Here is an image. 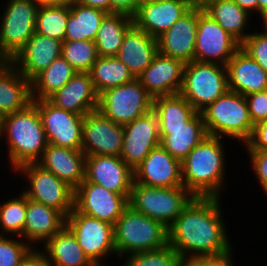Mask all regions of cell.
<instances>
[{"mask_svg": "<svg viewBox=\"0 0 267 266\" xmlns=\"http://www.w3.org/2000/svg\"><path fill=\"white\" fill-rule=\"evenodd\" d=\"M221 206V198L194 197L168 227V244L182 259L232 256Z\"/></svg>", "mask_w": 267, "mask_h": 266, "instance_id": "obj_1", "label": "cell"}, {"mask_svg": "<svg viewBox=\"0 0 267 266\" xmlns=\"http://www.w3.org/2000/svg\"><path fill=\"white\" fill-rule=\"evenodd\" d=\"M222 138L208 135L181 161L183 186L194 197L222 198L226 151Z\"/></svg>", "mask_w": 267, "mask_h": 266, "instance_id": "obj_2", "label": "cell"}, {"mask_svg": "<svg viewBox=\"0 0 267 266\" xmlns=\"http://www.w3.org/2000/svg\"><path fill=\"white\" fill-rule=\"evenodd\" d=\"M7 139L9 167L15 171L36 163L48 145L37 106L32 102L23 110L0 118V140Z\"/></svg>", "mask_w": 267, "mask_h": 266, "instance_id": "obj_3", "label": "cell"}, {"mask_svg": "<svg viewBox=\"0 0 267 266\" xmlns=\"http://www.w3.org/2000/svg\"><path fill=\"white\" fill-rule=\"evenodd\" d=\"M116 255L159 250L168 244V228L128 206L113 225Z\"/></svg>", "mask_w": 267, "mask_h": 266, "instance_id": "obj_4", "label": "cell"}, {"mask_svg": "<svg viewBox=\"0 0 267 266\" xmlns=\"http://www.w3.org/2000/svg\"><path fill=\"white\" fill-rule=\"evenodd\" d=\"M200 113L208 135L238 140L242 146L251 136L254 125L246 97L240 93L228 89Z\"/></svg>", "mask_w": 267, "mask_h": 266, "instance_id": "obj_5", "label": "cell"}, {"mask_svg": "<svg viewBox=\"0 0 267 266\" xmlns=\"http://www.w3.org/2000/svg\"><path fill=\"white\" fill-rule=\"evenodd\" d=\"M194 196L184 187H149L133 181L129 206L167 228L181 214Z\"/></svg>", "mask_w": 267, "mask_h": 266, "instance_id": "obj_6", "label": "cell"}, {"mask_svg": "<svg viewBox=\"0 0 267 266\" xmlns=\"http://www.w3.org/2000/svg\"><path fill=\"white\" fill-rule=\"evenodd\" d=\"M228 90L226 66L191 61L185 63L179 94L201 112Z\"/></svg>", "mask_w": 267, "mask_h": 266, "instance_id": "obj_7", "label": "cell"}, {"mask_svg": "<svg viewBox=\"0 0 267 266\" xmlns=\"http://www.w3.org/2000/svg\"><path fill=\"white\" fill-rule=\"evenodd\" d=\"M5 5L0 18V61L10 62L35 33L39 6L33 0H8Z\"/></svg>", "mask_w": 267, "mask_h": 266, "instance_id": "obj_8", "label": "cell"}, {"mask_svg": "<svg viewBox=\"0 0 267 266\" xmlns=\"http://www.w3.org/2000/svg\"><path fill=\"white\" fill-rule=\"evenodd\" d=\"M152 108L153 97L134 79L101 93L97 109L114 123L124 126L149 113Z\"/></svg>", "mask_w": 267, "mask_h": 266, "instance_id": "obj_9", "label": "cell"}, {"mask_svg": "<svg viewBox=\"0 0 267 266\" xmlns=\"http://www.w3.org/2000/svg\"><path fill=\"white\" fill-rule=\"evenodd\" d=\"M14 172L27 177L29 187L22 192L28 199L55 208L65 217L74 209V189L60 180L51 171L42 168L37 163H27Z\"/></svg>", "mask_w": 267, "mask_h": 266, "instance_id": "obj_10", "label": "cell"}, {"mask_svg": "<svg viewBox=\"0 0 267 266\" xmlns=\"http://www.w3.org/2000/svg\"><path fill=\"white\" fill-rule=\"evenodd\" d=\"M66 226L96 266H107L103 260L106 261V257L113 253L116 254L111 223L80 213L74 208L66 217Z\"/></svg>", "mask_w": 267, "mask_h": 266, "instance_id": "obj_11", "label": "cell"}, {"mask_svg": "<svg viewBox=\"0 0 267 266\" xmlns=\"http://www.w3.org/2000/svg\"><path fill=\"white\" fill-rule=\"evenodd\" d=\"M241 44L217 21L198 8V26L194 60L226 66Z\"/></svg>", "mask_w": 267, "mask_h": 266, "instance_id": "obj_12", "label": "cell"}, {"mask_svg": "<svg viewBox=\"0 0 267 266\" xmlns=\"http://www.w3.org/2000/svg\"><path fill=\"white\" fill-rule=\"evenodd\" d=\"M32 102L37 106L48 144L81 150L83 115L58 108L48 99Z\"/></svg>", "mask_w": 267, "mask_h": 266, "instance_id": "obj_13", "label": "cell"}, {"mask_svg": "<svg viewBox=\"0 0 267 266\" xmlns=\"http://www.w3.org/2000/svg\"><path fill=\"white\" fill-rule=\"evenodd\" d=\"M129 196L110 192L103 186L84 179L74 190V208L80 213L114 225L129 206Z\"/></svg>", "mask_w": 267, "mask_h": 266, "instance_id": "obj_14", "label": "cell"}, {"mask_svg": "<svg viewBox=\"0 0 267 266\" xmlns=\"http://www.w3.org/2000/svg\"><path fill=\"white\" fill-rule=\"evenodd\" d=\"M123 137V126L105 117L98 109L84 115L81 150L86 156L120 157Z\"/></svg>", "mask_w": 267, "mask_h": 266, "instance_id": "obj_15", "label": "cell"}, {"mask_svg": "<svg viewBox=\"0 0 267 266\" xmlns=\"http://www.w3.org/2000/svg\"><path fill=\"white\" fill-rule=\"evenodd\" d=\"M124 137L120 158L134 170L160 145L159 121L152 111L123 126Z\"/></svg>", "mask_w": 267, "mask_h": 266, "instance_id": "obj_16", "label": "cell"}, {"mask_svg": "<svg viewBox=\"0 0 267 266\" xmlns=\"http://www.w3.org/2000/svg\"><path fill=\"white\" fill-rule=\"evenodd\" d=\"M134 182L149 187L183 186L181 161L161 145L155 147L133 170Z\"/></svg>", "mask_w": 267, "mask_h": 266, "instance_id": "obj_17", "label": "cell"}, {"mask_svg": "<svg viewBox=\"0 0 267 266\" xmlns=\"http://www.w3.org/2000/svg\"><path fill=\"white\" fill-rule=\"evenodd\" d=\"M85 180L103 186L110 192L130 195L133 170L117 156H86Z\"/></svg>", "mask_w": 267, "mask_h": 266, "instance_id": "obj_18", "label": "cell"}, {"mask_svg": "<svg viewBox=\"0 0 267 266\" xmlns=\"http://www.w3.org/2000/svg\"><path fill=\"white\" fill-rule=\"evenodd\" d=\"M191 8L188 0L142 2L132 16L133 24L157 39Z\"/></svg>", "mask_w": 267, "mask_h": 266, "instance_id": "obj_19", "label": "cell"}, {"mask_svg": "<svg viewBox=\"0 0 267 266\" xmlns=\"http://www.w3.org/2000/svg\"><path fill=\"white\" fill-rule=\"evenodd\" d=\"M185 63L159 52L152 63L136 78L153 97L179 94Z\"/></svg>", "mask_w": 267, "mask_h": 266, "instance_id": "obj_20", "label": "cell"}, {"mask_svg": "<svg viewBox=\"0 0 267 266\" xmlns=\"http://www.w3.org/2000/svg\"><path fill=\"white\" fill-rule=\"evenodd\" d=\"M197 26L198 8H191L157 38L158 52L184 63L194 61Z\"/></svg>", "mask_w": 267, "mask_h": 266, "instance_id": "obj_21", "label": "cell"}, {"mask_svg": "<svg viewBox=\"0 0 267 266\" xmlns=\"http://www.w3.org/2000/svg\"><path fill=\"white\" fill-rule=\"evenodd\" d=\"M62 42L34 33L10 63L30 82L58 57Z\"/></svg>", "mask_w": 267, "mask_h": 266, "instance_id": "obj_22", "label": "cell"}, {"mask_svg": "<svg viewBox=\"0 0 267 266\" xmlns=\"http://www.w3.org/2000/svg\"><path fill=\"white\" fill-rule=\"evenodd\" d=\"M48 100L58 108L84 116L97 110L99 95L95 90L89 72H77Z\"/></svg>", "mask_w": 267, "mask_h": 266, "instance_id": "obj_23", "label": "cell"}, {"mask_svg": "<svg viewBox=\"0 0 267 266\" xmlns=\"http://www.w3.org/2000/svg\"><path fill=\"white\" fill-rule=\"evenodd\" d=\"M85 160L82 150L48 144L36 163L75 190L85 179Z\"/></svg>", "mask_w": 267, "mask_h": 266, "instance_id": "obj_24", "label": "cell"}, {"mask_svg": "<svg viewBox=\"0 0 267 266\" xmlns=\"http://www.w3.org/2000/svg\"><path fill=\"white\" fill-rule=\"evenodd\" d=\"M66 225V217L55 208L27 198V210L23 234L26 243H46ZM31 243V244H30Z\"/></svg>", "mask_w": 267, "mask_h": 266, "instance_id": "obj_25", "label": "cell"}, {"mask_svg": "<svg viewBox=\"0 0 267 266\" xmlns=\"http://www.w3.org/2000/svg\"><path fill=\"white\" fill-rule=\"evenodd\" d=\"M228 89L244 96L267 90V72L241 48L226 64Z\"/></svg>", "mask_w": 267, "mask_h": 266, "instance_id": "obj_26", "label": "cell"}, {"mask_svg": "<svg viewBox=\"0 0 267 266\" xmlns=\"http://www.w3.org/2000/svg\"><path fill=\"white\" fill-rule=\"evenodd\" d=\"M158 53L157 39L133 25L124 37L117 57L136 79Z\"/></svg>", "mask_w": 267, "mask_h": 266, "instance_id": "obj_27", "label": "cell"}, {"mask_svg": "<svg viewBox=\"0 0 267 266\" xmlns=\"http://www.w3.org/2000/svg\"><path fill=\"white\" fill-rule=\"evenodd\" d=\"M32 103L31 82L10 62L0 61V118Z\"/></svg>", "mask_w": 267, "mask_h": 266, "instance_id": "obj_28", "label": "cell"}, {"mask_svg": "<svg viewBox=\"0 0 267 266\" xmlns=\"http://www.w3.org/2000/svg\"><path fill=\"white\" fill-rule=\"evenodd\" d=\"M160 145L174 158L183 161L189 152L208 136L202 114L197 112L184 127L159 128Z\"/></svg>", "mask_w": 267, "mask_h": 266, "instance_id": "obj_29", "label": "cell"}, {"mask_svg": "<svg viewBox=\"0 0 267 266\" xmlns=\"http://www.w3.org/2000/svg\"><path fill=\"white\" fill-rule=\"evenodd\" d=\"M43 245L39 250L50 266H96L66 225Z\"/></svg>", "mask_w": 267, "mask_h": 266, "instance_id": "obj_30", "label": "cell"}, {"mask_svg": "<svg viewBox=\"0 0 267 266\" xmlns=\"http://www.w3.org/2000/svg\"><path fill=\"white\" fill-rule=\"evenodd\" d=\"M203 11L233 36L240 44L251 34L250 14L240 8L233 0H216L210 2ZM249 22V23H248ZM249 25V26H247ZM246 31V32H245Z\"/></svg>", "mask_w": 267, "mask_h": 266, "instance_id": "obj_31", "label": "cell"}, {"mask_svg": "<svg viewBox=\"0 0 267 266\" xmlns=\"http://www.w3.org/2000/svg\"><path fill=\"white\" fill-rule=\"evenodd\" d=\"M133 18L124 13H108L102 20L95 38L98 55L117 56L126 32L133 26Z\"/></svg>", "mask_w": 267, "mask_h": 266, "instance_id": "obj_32", "label": "cell"}, {"mask_svg": "<svg viewBox=\"0 0 267 266\" xmlns=\"http://www.w3.org/2000/svg\"><path fill=\"white\" fill-rule=\"evenodd\" d=\"M107 14V12L101 9L92 8L80 3L70 6L65 40L95 41L101 22Z\"/></svg>", "mask_w": 267, "mask_h": 266, "instance_id": "obj_33", "label": "cell"}, {"mask_svg": "<svg viewBox=\"0 0 267 266\" xmlns=\"http://www.w3.org/2000/svg\"><path fill=\"white\" fill-rule=\"evenodd\" d=\"M76 73L77 71L62 55L56 58L48 68L31 81L32 100L48 99Z\"/></svg>", "mask_w": 267, "mask_h": 266, "instance_id": "obj_34", "label": "cell"}, {"mask_svg": "<svg viewBox=\"0 0 267 266\" xmlns=\"http://www.w3.org/2000/svg\"><path fill=\"white\" fill-rule=\"evenodd\" d=\"M89 74L98 95L108 89L130 83L135 79L127 66L117 56H99L92 65Z\"/></svg>", "mask_w": 267, "mask_h": 266, "instance_id": "obj_35", "label": "cell"}, {"mask_svg": "<svg viewBox=\"0 0 267 266\" xmlns=\"http://www.w3.org/2000/svg\"><path fill=\"white\" fill-rule=\"evenodd\" d=\"M153 112L159 121V128L184 127L197 111L180 94L153 98Z\"/></svg>", "mask_w": 267, "mask_h": 266, "instance_id": "obj_36", "label": "cell"}, {"mask_svg": "<svg viewBox=\"0 0 267 266\" xmlns=\"http://www.w3.org/2000/svg\"><path fill=\"white\" fill-rule=\"evenodd\" d=\"M69 12V6L39 7L35 32L63 42L65 40Z\"/></svg>", "mask_w": 267, "mask_h": 266, "instance_id": "obj_37", "label": "cell"}, {"mask_svg": "<svg viewBox=\"0 0 267 266\" xmlns=\"http://www.w3.org/2000/svg\"><path fill=\"white\" fill-rule=\"evenodd\" d=\"M27 210V196L22 192L4 204L0 203V235L17 236L23 234Z\"/></svg>", "mask_w": 267, "mask_h": 266, "instance_id": "obj_38", "label": "cell"}, {"mask_svg": "<svg viewBox=\"0 0 267 266\" xmlns=\"http://www.w3.org/2000/svg\"><path fill=\"white\" fill-rule=\"evenodd\" d=\"M61 55L77 72H89L99 57L95 42L90 40H64Z\"/></svg>", "mask_w": 267, "mask_h": 266, "instance_id": "obj_39", "label": "cell"}, {"mask_svg": "<svg viewBox=\"0 0 267 266\" xmlns=\"http://www.w3.org/2000/svg\"><path fill=\"white\" fill-rule=\"evenodd\" d=\"M127 257V258H126ZM120 266H181V256L170 246L126 256Z\"/></svg>", "mask_w": 267, "mask_h": 266, "instance_id": "obj_40", "label": "cell"}, {"mask_svg": "<svg viewBox=\"0 0 267 266\" xmlns=\"http://www.w3.org/2000/svg\"><path fill=\"white\" fill-rule=\"evenodd\" d=\"M14 237L16 239V236L0 235V266H20L34 249L21 237H18L20 241Z\"/></svg>", "mask_w": 267, "mask_h": 266, "instance_id": "obj_41", "label": "cell"}, {"mask_svg": "<svg viewBox=\"0 0 267 266\" xmlns=\"http://www.w3.org/2000/svg\"><path fill=\"white\" fill-rule=\"evenodd\" d=\"M262 32H252L242 43L244 50L267 72V23H263Z\"/></svg>", "mask_w": 267, "mask_h": 266, "instance_id": "obj_42", "label": "cell"}, {"mask_svg": "<svg viewBox=\"0 0 267 266\" xmlns=\"http://www.w3.org/2000/svg\"><path fill=\"white\" fill-rule=\"evenodd\" d=\"M245 97L253 125L267 121V90L250 93Z\"/></svg>", "mask_w": 267, "mask_h": 266, "instance_id": "obj_43", "label": "cell"}, {"mask_svg": "<svg viewBox=\"0 0 267 266\" xmlns=\"http://www.w3.org/2000/svg\"><path fill=\"white\" fill-rule=\"evenodd\" d=\"M251 168L257 177L260 187L267 195V150H247Z\"/></svg>", "mask_w": 267, "mask_h": 266, "instance_id": "obj_44", "label": "cell"}, {"mask_svg": "<svg viewBox=\"0 0 267 266\" xmlns=\"http://www.w3.org/2000/svg\"><path fill=\"white\" fill-rule=\"evenodd\" d=\"M243 145L246 150H267V121L256 123L251 136Z\"/></svg>", "mask_w": 267, "mask_h": 266, "instance_id": "obj_45", "label": "cell"}, {"mask_svg": "<svg viewBox=\"0 0 267 266\" xmlns=\"http://www.w3.org/2000/svg\"><path fill=\"white\" fill-rule=\"evenodd\" d=\"M232 262V256L186 258L181 266H229Z\"/></svg>", "mask_w": 267, "mask_h": 266, "instance_id": "obj_46", "label": "cell"}, {"mask_svg": "<svg viewBox=\"0 0 267 266\" xmlns=\"http://www.w3.org/2000/svg\"><path fill=\"white\" fill-rule=\"evenodd\" d=\"M142 0H111V13H124L133 16Z\"/></svg>", "mask_w": 267, "mask_h": 266, "instance_id": "obj_47", "label": "cell"}, {"mask_svg": "<svg viewBox=\"0 0 267 266\" xmlns=\"http://www.w3.org/2000/svg\"><path fill=\"white\" fill-rule=\"evenodd\" d=\"M20 266H50L44 254L34 248L27 257L21 262Z\"/></svg>", "mask_w": 267, "mask_h": 266, "instance_id": "obj_48", "label": "cell"}, {"mask_svg": "<svg viewBox=\"0 0 267 266\" xmlns=\"http://www.w3.org/2000/svg\"><path fill=\"white\" fill-rule=\"evenodd\" d=\"M79 3L111 13V0H79Z\"/></svg>", "mask_w": 267, "mask_h": 266, "instance_id": "obj_49", "label": "cell"}, {"mask_svg": "<svg viewBox=\"0 0 267 266\" xmlns=\"http://www.w3.org/2000/svg\"><path fill=\"white\" fill-rule=\"evenodd\" d=\"M240 8L245 9L250 14L258 13V0H233Z\"/></svg>", "mask_w": 267, "mask_h": 266, "instance_id": "obj_50", "label": "cell"}, {"mask_svg": "<svg viewBox=\"0 0 267 266\" xmlns=\"http://www.w3.org/2000/svg\"><path fill=\"white\" fill-rule=\"evenodd\" d=\"M258 13L263 23L267 21V0H258Z\"/></svg>", "mask_w": 267, "mask_h": 266, "instance_id": "obj_51", "label": "cell"}, {"mask_svg": "<svg viewBox=\"0 0 267 266\" xmlns=\"http://www.w3.org/2000/svg\"><path fill=\"white\" fill-rule=\"evenodd\" d=\"M213 1L216 0H188L192 8H199V9L205 8L210 2Z\"/></svg>", "mask_w": 267, "mask_h": 266, "instance_id": "obj_52", "label": "cell"}, {"mask_svg": "<svg viewBox=\"0 0 267 266\" xmlns=\"http://www.w3.org/2000/svg\"><path fill=\"white\" fill-rule=\"evenodd\" d=\"M39 7L56 6V0H33Z\"/></svg>", "mask_w": 267, "mask_h": 266, "instance_id": "obj_53", "label": "cell"}, {"mask_svg": "<svg viewBox=\"0 0 267 266\" xmlns=\"http://www.w3.org/2000/svg\"><path fill=\"white\" fill-rule=\"evenodd\" d=\"M79 3V0H56V6H73L75 4Z\"/></svg>", "mask_w": 267, "mask_h": 266, "instance_id": "obj_54", "label": "cell"}, {"mask_svg": "<svg viewBox=\"0 0 267 266\" xmlns=\"http://www.w3.org/2000/svg\"><path fill=\"white\" fill-rule=\"evenodd\" d=\"M148 1H160V0H142V2H148Z\"/></svg>", "mask_w": 267, "mask_h": 266, "instance_id": "obj_55", "label": "cell"}]
</instances>
